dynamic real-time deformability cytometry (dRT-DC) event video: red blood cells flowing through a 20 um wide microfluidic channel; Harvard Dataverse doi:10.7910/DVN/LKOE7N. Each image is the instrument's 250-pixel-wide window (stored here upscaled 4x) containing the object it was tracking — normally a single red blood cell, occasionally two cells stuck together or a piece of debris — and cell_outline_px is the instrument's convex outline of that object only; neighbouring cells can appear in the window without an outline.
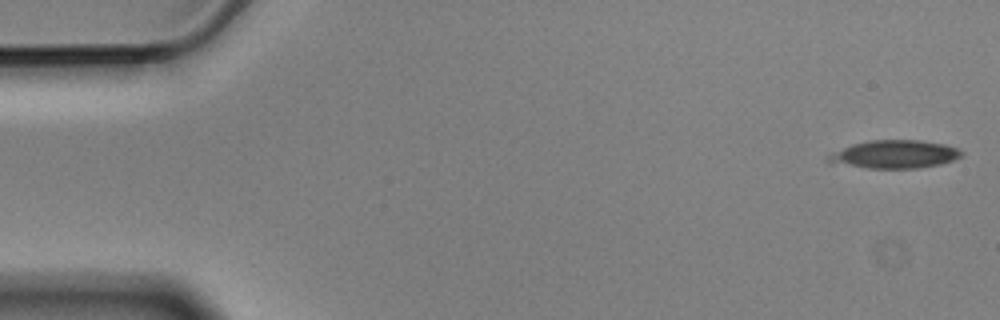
{"species": "Egyptian fruit bat (a non-hibernating species)", "species_latin": "Rousettus aegyptiacus", "temperature_condition": "cold", "stored_images_in_passage": 11, "camera_frame_rate_fps": 3000, "um_per_image_px": 0.085, "animal": {"sex": "male"}, "frame": {"image": 1, "passage_image": 1, "time_ms": 0.0, "image_size_px": [1000, 320], "cell_outline_px": [[964, 156], [940, 164], [916, 168], [868, 168], [828, 164], [824, 160], [828, 156], [852, 144], [872, 140], [920, 140], [944, 144], [956, 148], [964, 152]], "centroid_in_image_um": [76.02, 13.13], "position_along_channel_um": 9.0, "area_um2": 21.85}}